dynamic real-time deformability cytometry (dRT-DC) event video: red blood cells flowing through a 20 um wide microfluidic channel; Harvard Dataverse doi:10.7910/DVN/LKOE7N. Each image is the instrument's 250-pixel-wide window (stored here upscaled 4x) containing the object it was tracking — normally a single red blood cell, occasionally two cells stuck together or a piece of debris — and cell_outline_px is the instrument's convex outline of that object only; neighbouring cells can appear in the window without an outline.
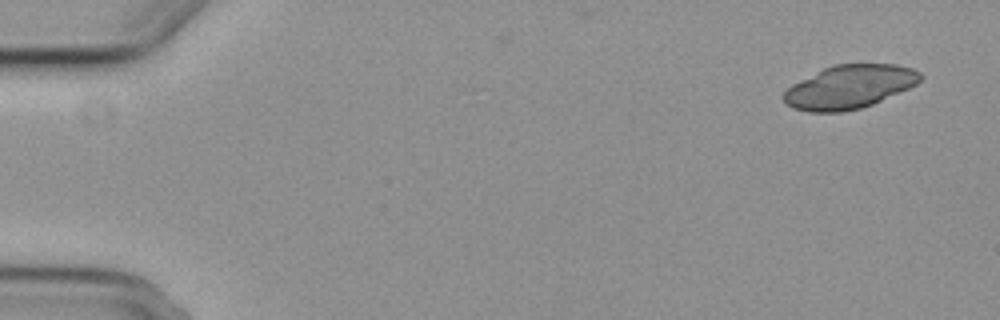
{"species": "common noctule bat (a hibernating species)", "species_latin": "Nyctalus noctula", "temperature_condition": "cold", "stored_images_in_passage": 3, "camera_frame_rate_fps": 3000, "um_per_image_px": 0.085, "animal": {"sex": "female", "body_mass_g": 29.2, "forearm_length_mm": 56.3}, "frame": {"image": 1, "passage_image": 1, "time_ms": 0.0, "image_size_px": [1000, 320], "cell_outline_px": [[924, 76], [916, 84], [908, 88], [872, 104], [860, 108], [840, 112], [808, 112], [792, 108], [784, 104], [780, 96], [792, 84], [832, 64], [896, 64], [912, 68], [920, 72]], "centroid_in_image_um": [72.16, 7.39], "position_along_channel_um": 12.8, "area_um2": 34.68}}